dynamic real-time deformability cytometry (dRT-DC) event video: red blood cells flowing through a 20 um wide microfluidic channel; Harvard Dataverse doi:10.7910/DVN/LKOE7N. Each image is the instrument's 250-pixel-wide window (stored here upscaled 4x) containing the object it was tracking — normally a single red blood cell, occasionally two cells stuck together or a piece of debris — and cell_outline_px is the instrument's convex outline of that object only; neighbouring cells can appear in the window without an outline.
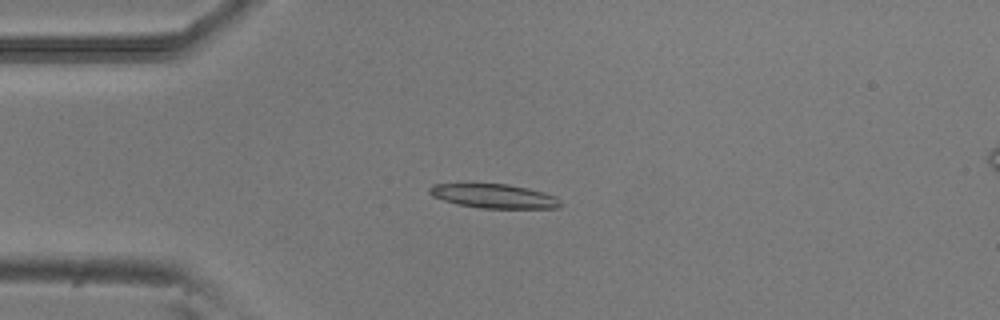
{"species": "common noctule bat (a hibernating species)", "species_latin": "Nyctalus noctula", "temperature_condition": "room temperature", "stored_images_in_passage": 6, "camera_frame_rate_fps": 3000, "um_per_image_px": 0.085, "animal": {"sex": "male", "body_mass_g": 20.5, "forearm_length_mm": 52.5}, "frame": {"image": 1, "passage_image": 4, "time_ms": 1.0, "image_size_px": [1000, 320], "cell_outline_px": [[560, 208], [480, 208], [460, 204], [444, 200], [432, 196], [428, 192], [428, 188], [432, 184], [508, 184], [528, 188], [544, 192], [556, 196], [560, 200]], "centroid_in_image_um": [42.01, 16.66], "position_along_channel_um": 43.0, "area_um2": 18.32}}
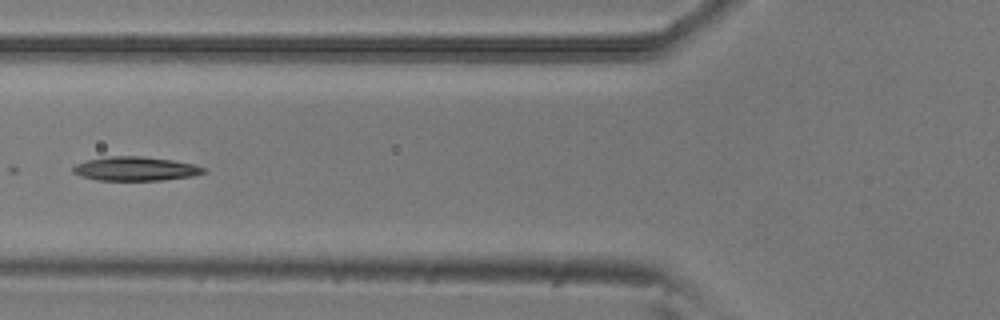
{"frame": {"image": 2, "passage_image": 6, "time_ms": 1.667, "image_size_px": [1000, 320], "cell_outline_px": [[208, 172], [192, 176], [164, 180], [96, 180], [80, 176], [72, 172], [72, 168], [76, 164], [88, 160], [108, 156], [144, 156], [172, 160], [196, 164], [204, 168]], "centroid_in_image_um": [11.53, 14.34], "position_along_channel_um": 114.3, "area_um2": 18.38}}